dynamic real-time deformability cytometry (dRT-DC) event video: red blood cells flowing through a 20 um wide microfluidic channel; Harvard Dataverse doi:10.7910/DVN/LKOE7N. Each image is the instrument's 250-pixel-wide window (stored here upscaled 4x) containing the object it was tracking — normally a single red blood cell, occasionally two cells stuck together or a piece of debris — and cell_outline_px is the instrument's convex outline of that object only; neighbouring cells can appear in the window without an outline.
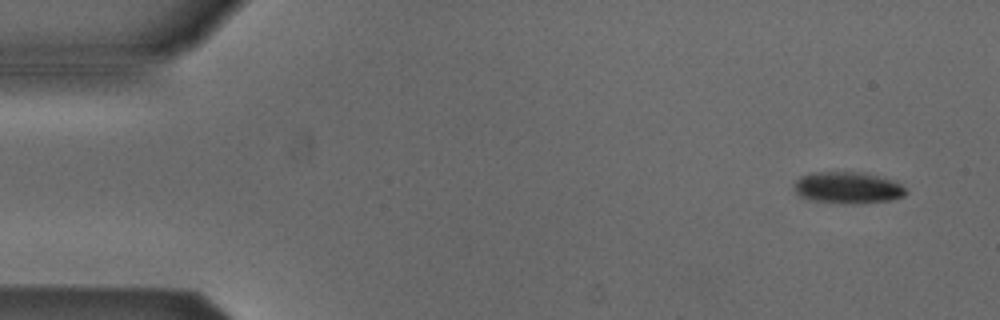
{"species": "Egyptian fruit bat (a non-hibernating species)", "species_latin": "Rousettus aegyptiacus", "temperature_condition": "cold", "stored_images_in_passage": 5, "camera_frame_rate_fps": 3000, "um_per_image_px": 0.085, "animal": {"sex": "male"}, "frame": {"image": 1, "passage_image": 1, "time_ms": 0.0, "image_size_px": [1000, 320], "cell_outline_px": [[908, 192], [904, 196], [888, 200], [856, 204], [840, 204], [812, 200], [800, 196], [796, 192], [792, 184], [800, 176], [812, 172], [856, 172], [876, 176], [892, 180], [900, 184]], "centroid_in_image_um": [72.01, 15.97], "position_along_channel_um": 13.0, "area_um2": 20.58}}
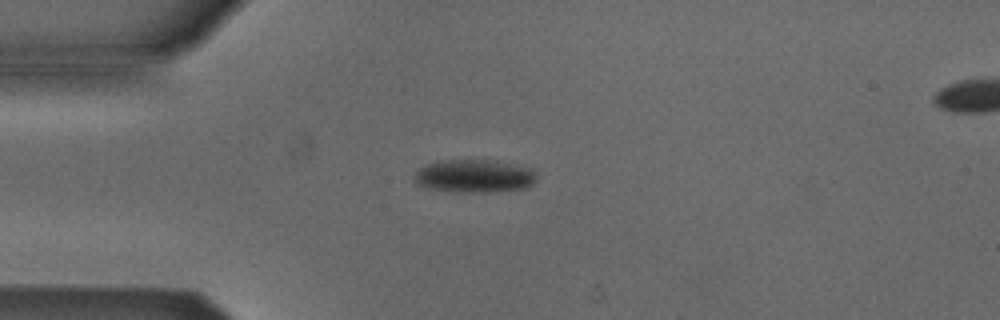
{"frame": {"image": 2, "passage_image": 3, "time_ms": 3.333, "image_size_px": [1000, 320], "cell_outline_px": [[536, 180], [532, 184], [524, 188], [488, 192], [460, 192], [432, 188], [416, 184], [416, 172], [424, 164], [440, 160], [500, 160], [532, 168], [536, 172]], "centroid_in_image_um": [40.37, 14.94], "position_along_channel_um": 44.6, "area_um2": 23.58}}